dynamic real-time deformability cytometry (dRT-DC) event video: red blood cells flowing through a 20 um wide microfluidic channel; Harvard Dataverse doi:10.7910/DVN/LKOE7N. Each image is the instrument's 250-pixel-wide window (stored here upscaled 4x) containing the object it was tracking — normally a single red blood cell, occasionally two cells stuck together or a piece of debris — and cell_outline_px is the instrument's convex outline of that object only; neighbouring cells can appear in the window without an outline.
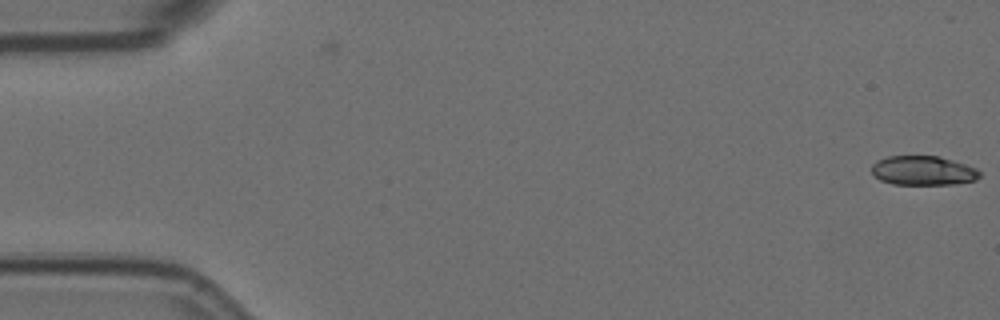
{"species": "Egyptian fruit bat (a non-hibernating species)", "species_latin": "Rousettus aegyptiacus", "temperature_condition": "room temperature", "stored_images_in_passage": 2, "camera_frame_rate_fps": 3000, "um_per_image_px": 0.085, "animal": {"sex": "female"}, "frame": {"image": 1, "passage_image": 2, "time_ms": 0.333, "image_size_px": [1000, 320], "cell_outline_px": [[980, 176], [976, 180], [952, 184], [892, 184], [880, 180], [872, 172], [872, 164], [876, 160], [888, 156], [940, 156], [976, 168], [980, 172]], "centroid_in_image_um": [78.45, 14.49], "position_along_channel_um": 6.6, "area_um2": 18.38}}